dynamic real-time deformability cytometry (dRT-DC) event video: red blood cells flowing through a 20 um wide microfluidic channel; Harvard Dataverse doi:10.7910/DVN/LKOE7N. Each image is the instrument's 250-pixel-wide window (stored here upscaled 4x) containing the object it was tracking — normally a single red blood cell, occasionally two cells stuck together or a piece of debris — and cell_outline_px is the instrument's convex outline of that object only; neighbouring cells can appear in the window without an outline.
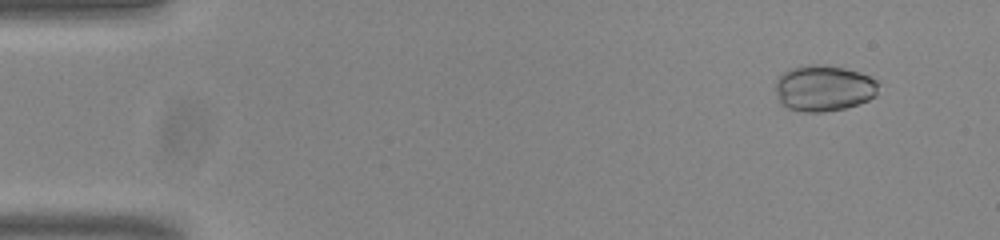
{"species": "common noctule bat (a hibernating species)", "species_latin": "Nyctalus noctula", "temperature_condition": "room temperature", "stored_images_in_passage": 54, "camera_frame_rate_fps": 3000, "um_per_image_px": 0.085, "animal": {"sex": "male", "body_mass_g": 20.0, "forearm_length_mm": 53.3}, "frame": {"image": 1, "passage_image": 5, "time_ms": 1.333, "image_size_px": [1000, 240], "cell_outline_px": [[876, 96], [868, 100], [844, 108], [820, 112], [804, 112], [788, 108], [780, 100], [776, 92], [776, 80], [784, 72], [792, 68], [804, 64], [820, 64], [844, 68], [860, 72], [876, 80]], "centroid_in_image_um": [70.0, 7.48], "position_along_channel_um": 15.0, "area_um2": 27.34}}
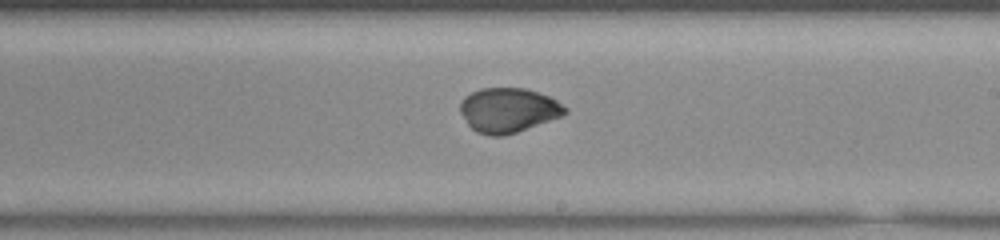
{"frame": {"image": 2, "passage_image": 32, "time_ms": 10.333, "image_size_px": [1000, 240], "cell_outline_px": [[568, 112], [560, 116], [516, 132], [504, 136], [488, 136], [476, 132], [468, 124], [460, 112], [460, 100], [464, 96], [480, 88], [524, 88], [548, 96], [556, 100], [568, 108]], "centroid_in_image_um": [43.17, 9.36], "position_along_channel_um": 245.8, "area_um2": 27.11}}
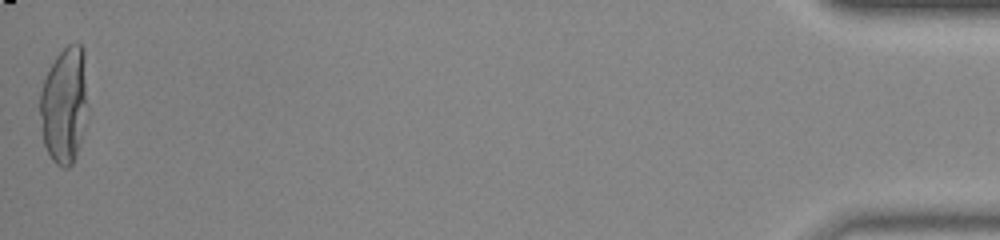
{"frame": {"image": 3, "passage_image": 54, "time_ms": 17.667, "image_size_px": [1000, 240], "cell_outline_px": [[84, 104], [80, 140], [76, 156], [72, 164], [68, 168], [64, 168], [56, 164], [52, 160], [44, 144], [40, 112], [40, 92], [44, 80], [56, 56], [68, 44], [76, 40], [84, 48]], "centroid_in_image_um": [5.41, 8.91], "position_along_channel_um": 429.8, "area_um2": 31.15}}